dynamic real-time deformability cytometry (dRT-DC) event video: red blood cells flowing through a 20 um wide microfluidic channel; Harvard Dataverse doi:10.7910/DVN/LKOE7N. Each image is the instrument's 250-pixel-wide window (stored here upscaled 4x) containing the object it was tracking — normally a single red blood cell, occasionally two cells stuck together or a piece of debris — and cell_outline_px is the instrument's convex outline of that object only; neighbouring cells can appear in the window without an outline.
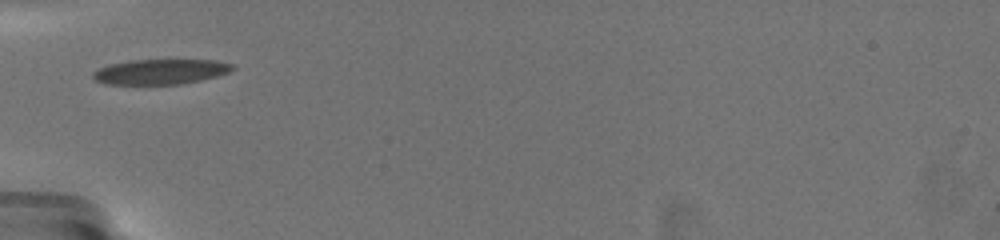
{"species": "common noctule bat (a hibernating species)", "species_latin": "Nyctalus noctula", "temperature_condition": "warm", "stored_images_in_passage": 22, "camera_frame_rate_fps": 3000, "um_per_image_px": 0.085, "animal": {"sex": "female", "body_mass_g": 19.5, "forearm_length_mm": 54.1}, "frame": {"image": 1, "passage_image": 1, "time_ms": 0.0, "image_size_px": [1000, 240], "cell_outline_px": [[236, 68], [228, 72], [216, 76], [200, 80], [180, 84], [104, 84], [96, 80], [92, 76], [92, 72], [96, 68], [108, 64], [128, 60], [216, 60], [236, 64]], "centroid_in_image_um": [13.62, 6.08], "position_along_channel_um": 71.4, "area_um2": 20.63}}
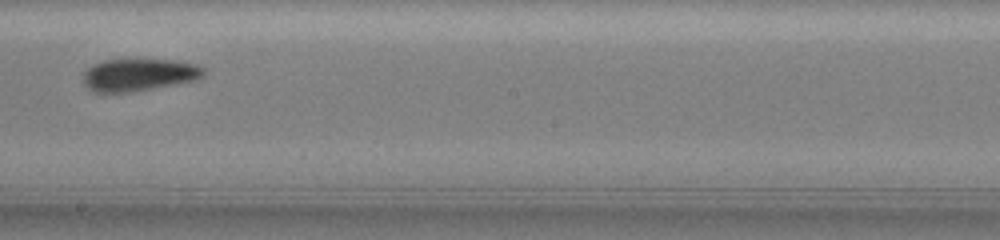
{"frame": {"image": 2, "passage_image": 12, "time_ms": 4.667, "image_size_px": [1000, 240], "cell_outline_px": [[204, 72], [200, 76], [192, 80], [132, 92], [92, 92], [80, 80], [84, 72], [92, 64], [104, 60], [132, 56], [172, 60], [196, 64], [204, 68]], "centroid_in_image_um": [11.69, 6.3], "position_along_channel_um": 236.5, "area_um2": 23.41}}
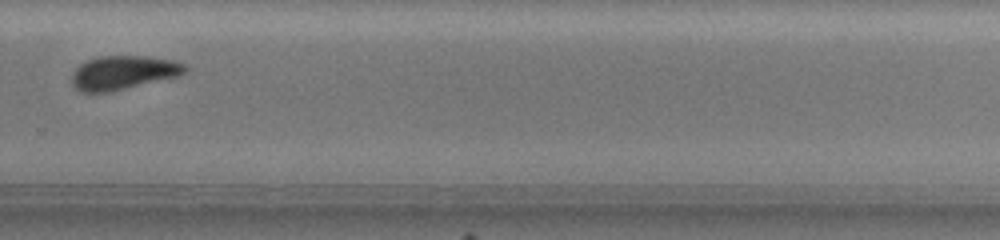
{"frame": {"image": 3, "passage_image": 18, "time_ms": 7.0, "image_size_px": [1000, 240], "cell_outline_px": [[188, 68], [184, 72], [176, 76], [108, 92], [80, 92], [72, 84], [72, 72], [80, 64], [96, 56], [148, 56], [172, 60], [184, 64]], "centroid_in_image_um": [10.43, 6.16], "position_along_channel_um": 319.4, "area_um2": 22.02}, "authors_computed_cell_mechanics": {"area_um2": 22.7154, "velocity_mm_per_s": 3.5634, "shape_relaxation_time_tau1_ms": 2.9377, "shape_relaxation_time_tau2_ms": 1.4169, "deformation_change_tau1": 0.137, "deformation_change_tau2": 0.077}}